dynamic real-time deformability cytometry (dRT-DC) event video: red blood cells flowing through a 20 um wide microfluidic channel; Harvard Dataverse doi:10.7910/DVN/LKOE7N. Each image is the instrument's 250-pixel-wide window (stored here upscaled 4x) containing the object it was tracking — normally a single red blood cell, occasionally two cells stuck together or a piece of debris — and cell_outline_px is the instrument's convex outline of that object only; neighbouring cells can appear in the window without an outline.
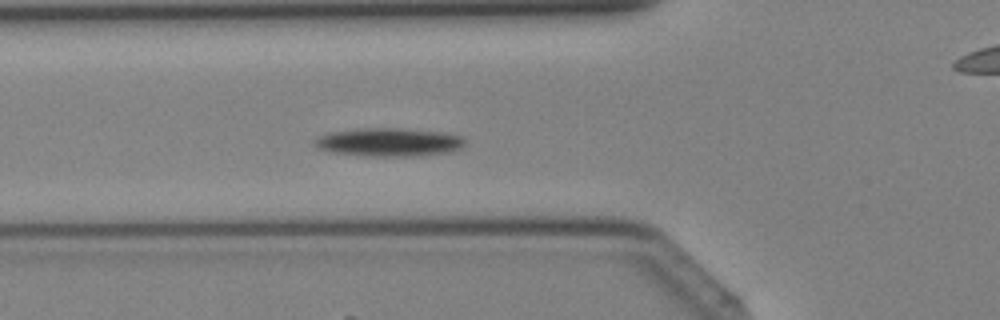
{"species": "Egyptian fruit bat (a non-hibernating species)", "species_latin": "Rousettus aegyptiacus", "temperature_condition": "cold", "stored_images_in_passage": 33, "camera_frame_rate_fps": 3000, "um_per_image_px": 0.085, "animal": {"sex": "female"}, "frame": {"image": 1, "passage_image": 5, "time_ms": 1.333, "image_size_px": [1000, 320], "cell_outline_px": [[464, 144], [460, 148], [448, 152], [420, 156], [360, 156], [328, 152], [316, 148], [312, 144], [312, 140], [316, 136], [328, 132], [360, 128], [404, 128], [448, 132], [460, 136], [464, 140]], "centroid_in_image_um": [32.97, 12.08], "position_along_channel_um": 92.8, "area_um2": 25.55}}
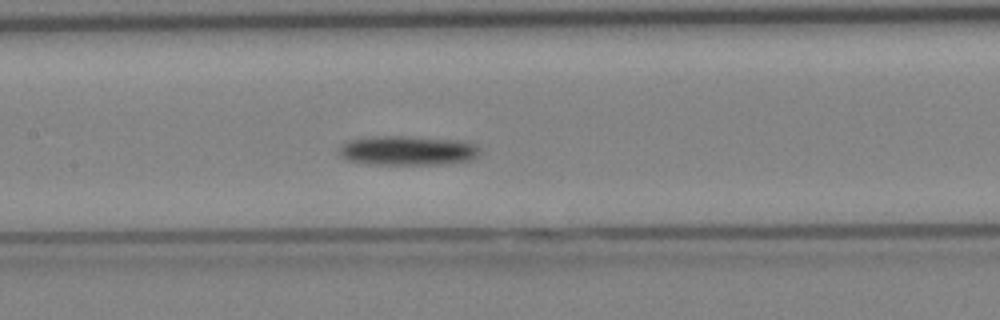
{"frame": {"image": 2, "passage_image": 10, "time_ms": 3.0, "image_size_px": [1000, 320], "cell_outline_px": [[480, 156], [472, 160], [448, 164], [368, 164], [348, 160], [340, 156], [336, 148], [340, 144], [348, 140], [372, 136], [408, 136], [468, 140], [476, 144], [480, 148]], "centroid_in_image_um": [34.69, 12.78], "position_along_channel_um": 172.7, "area_um2": 24.97}}
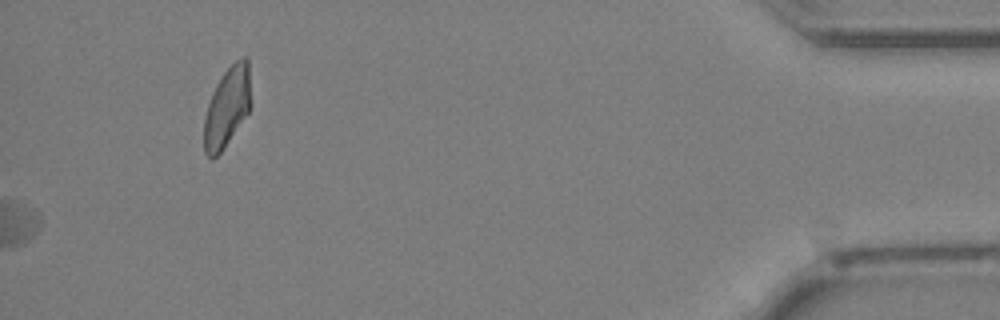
{"frame": {"image": 3, "passage_image": 33, "time_ms": 10.667, "image_size_px": [1000, 320], "cell_outline_px": [[248, 112], [220, 152], [212, 160], [204, 152], [204, 116], [212, 92], [216, 84], [224, 72], [236, 60], [244, 56], [248, 60]], "centroid_in_image_um": [19.24, 9.12], "position_along_channel_um": 416.0, "area_um2": 20.92}}